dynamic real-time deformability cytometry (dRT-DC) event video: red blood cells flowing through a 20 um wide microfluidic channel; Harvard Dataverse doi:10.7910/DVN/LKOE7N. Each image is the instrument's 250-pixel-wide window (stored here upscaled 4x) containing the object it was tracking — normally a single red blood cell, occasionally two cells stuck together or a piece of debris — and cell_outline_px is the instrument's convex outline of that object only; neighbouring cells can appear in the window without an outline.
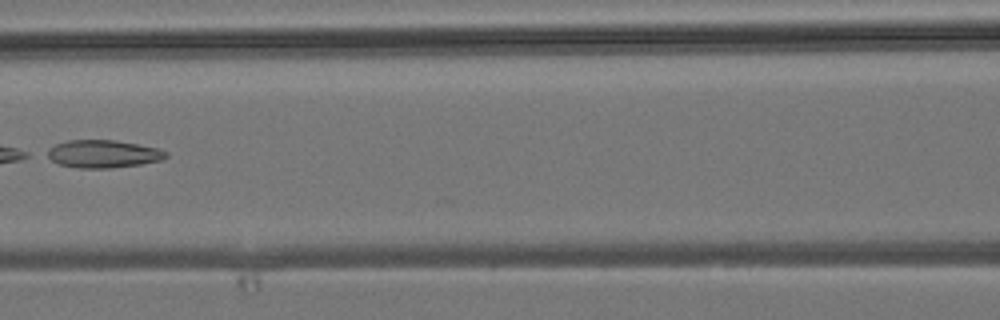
{"species": "common noctule bat (a hibernating species)", "species_latin": "Nyctalus noctula", "temperature_condition": "room temperature", "stored_images_in_passage": 6, "camera_frame_rate_fps": 3000, "um_per_image_px": 0.085, "animal": {"sex": "male", "body_mass_g": 19.2, "forearm_length_mm": 51.8}, "frame": {"image": 1, "passage_image": 6, "time_ms": 5.667, "image_size_px": [1000, 320], "cell_outline_px": [[168, 156], [160, 160], [140, 164], [112, 168], [76, 168], [60, 164], [44, 156], [40, 152], [56, 144], [68, 140], [116, 140], [156, 148], [168, 152]], "centroid_in_image_um": [8.67, 13.08], "position_along_channel_um": 157.9, "area_um2": 19.36}}